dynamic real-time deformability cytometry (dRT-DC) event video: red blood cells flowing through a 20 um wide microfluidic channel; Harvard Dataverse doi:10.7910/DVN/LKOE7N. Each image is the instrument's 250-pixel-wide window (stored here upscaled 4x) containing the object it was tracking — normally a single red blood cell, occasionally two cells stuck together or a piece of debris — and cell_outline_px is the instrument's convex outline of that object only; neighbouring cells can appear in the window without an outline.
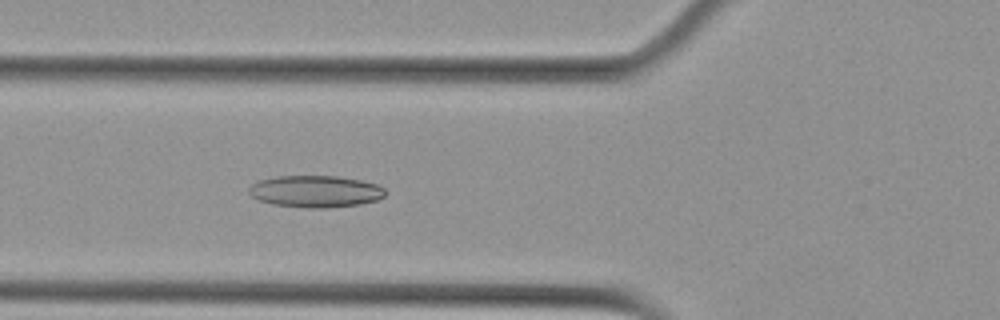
{"species": "Egyptian fruit bat (a non-hibernating species)", "species_latin": "Rousettus aegyptiacus", "temperature_condition": "cold", "stored_images_in_passage": 6, "camera_frame_rate_fps": 3000, "um_per_image_px": 0.085, "animal": {"sex": "female"}, "frame": {"image": 1, "passage_image": 6, "time_ms": 1.667, "image_size_px": [1000, 320], "cell_outline_px": [[388, 192], [384, 196], [376, 200], [360, 204], [328, 208], [308, 208], [272, 204], [260, 200], [252, 196], [248, 192], [248, 188], [252, 184], [260, 180], [276, 176], [336, 176], [360, 180], [376, 184], [384, 188]], "centroid_in_image_um": [26.82, 16.27], "position_along_channel_um": 99.0, "area_um2": 25.32}}